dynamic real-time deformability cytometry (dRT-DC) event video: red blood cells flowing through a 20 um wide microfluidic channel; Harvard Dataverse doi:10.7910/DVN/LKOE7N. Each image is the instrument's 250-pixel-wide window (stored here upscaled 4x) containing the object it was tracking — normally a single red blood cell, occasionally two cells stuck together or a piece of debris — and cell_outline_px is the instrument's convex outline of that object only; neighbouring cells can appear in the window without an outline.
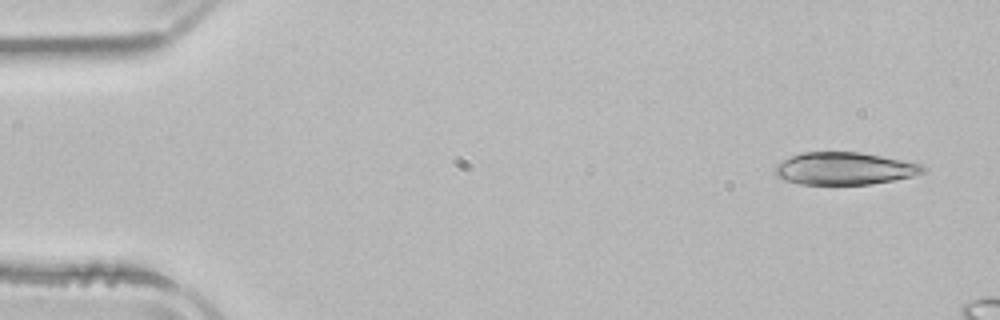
{"species": "common noctule bat (a hibernating species)", "species_latin": "Nyctalus noctula", "temperature_condition": "room temperature", "stored_images_in_passage": 3, "camera_frame_rate_fps": 3000, "um_per_image_px": 0.085, "animal": {"sex": "male", "body_mass_g": 21.5, "forearm_length_mm": 52.0}, "frame": {"image": 1, "passage_image": 1, "time_ms": 0.0, "image_size_px": [1000, 320], "cell_outline_px": [[928, 168], [924, 172], [912, 176], [872, 184], [800, 184], [780, 180], [772, 172], [776, 164], [792, 156], [804, 152], [860, 152], [924, 164]], "centroid_in_image_um": [71.76, 14.33], "position_along_channel_um": 13.2, "area_um2": 28.15}}